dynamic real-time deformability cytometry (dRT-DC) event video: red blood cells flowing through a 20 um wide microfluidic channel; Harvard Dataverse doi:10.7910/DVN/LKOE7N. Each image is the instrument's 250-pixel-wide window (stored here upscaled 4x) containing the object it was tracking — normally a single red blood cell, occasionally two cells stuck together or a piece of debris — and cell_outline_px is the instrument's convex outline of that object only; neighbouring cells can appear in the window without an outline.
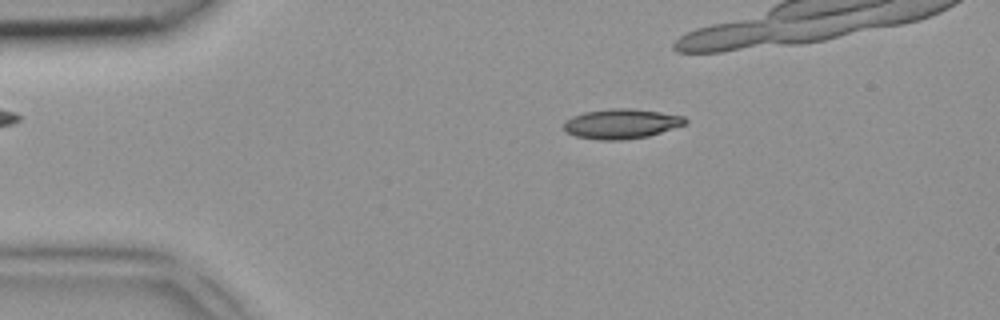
{"species": "common noctule bat (a hibernating species)", "species_latin": "Nyctalus noctula", "temperature_condition": "room temperature", "stored_images_in_passage": 7, "camera_frame_rate_fps": 3000, "um_per_image_px": 0.085, "animal": {"sex": "female", "body_mass_g": 18.4}, "frame": {"image": 1, "passage_image": 3, "time_ms": 0.667, "image_size_px": [1000, 320], "cell_outline_px": [[688, 120], [684, 124], [648, 136], [620, 140], [600, 140], [576, 136], [568, 132], [564, 128], [564, 120], [572, 116], [584, 112], [612, 108], [632, 108], [660, 112], [684, 116]], "centroid_in_image_um": [52.79, 10.51], "position_along_channel_um": 32.2, "area_um2": 20.92}}